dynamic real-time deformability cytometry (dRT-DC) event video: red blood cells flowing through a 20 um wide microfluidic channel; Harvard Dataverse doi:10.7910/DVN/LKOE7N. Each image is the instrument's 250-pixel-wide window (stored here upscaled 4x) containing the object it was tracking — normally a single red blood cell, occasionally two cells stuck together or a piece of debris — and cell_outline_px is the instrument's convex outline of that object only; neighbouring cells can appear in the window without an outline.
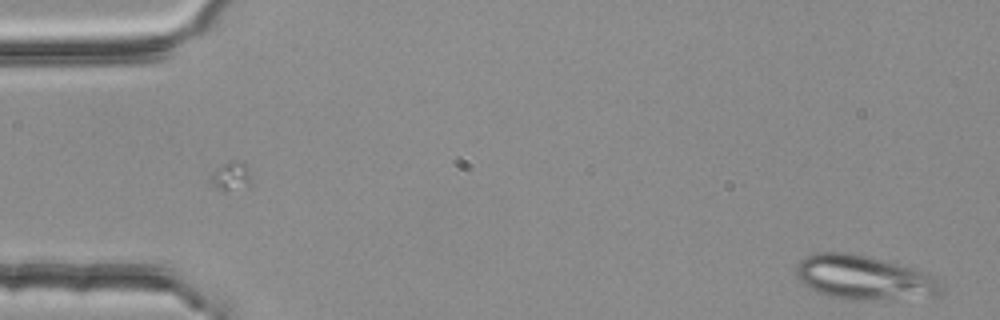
{"species": "common noctule bat (a hibernating species)", "species_latin": "Nyctalus noctula", "temperature_condition": "room temperature", "stored_images_in_passage": 2, "camera_frame_rate_fps": 3000, "um_per_image_px": 0.085, "animal": {"sex": "female", "body_mass_g": 25.1}, "frame": {"image": 1, "passage_image": 2, "time_ms": 0.333, "image_size_px": [1000, 320], "cell_outline_px": [[944, 292], [936, 296], [888, 300], [848, 300], [828, 296], [816, 292], [800, 284], [796, 276], [796, 264], [804, 256], [816, 252], [848, 252], [868, 256], [884, 260], [928, 272], [936, 276], [940, 280]], "centroid_in_image_um": [73.44, 23.61], "position_along_channel_um": 11.6, "area_um2": 38.44}}